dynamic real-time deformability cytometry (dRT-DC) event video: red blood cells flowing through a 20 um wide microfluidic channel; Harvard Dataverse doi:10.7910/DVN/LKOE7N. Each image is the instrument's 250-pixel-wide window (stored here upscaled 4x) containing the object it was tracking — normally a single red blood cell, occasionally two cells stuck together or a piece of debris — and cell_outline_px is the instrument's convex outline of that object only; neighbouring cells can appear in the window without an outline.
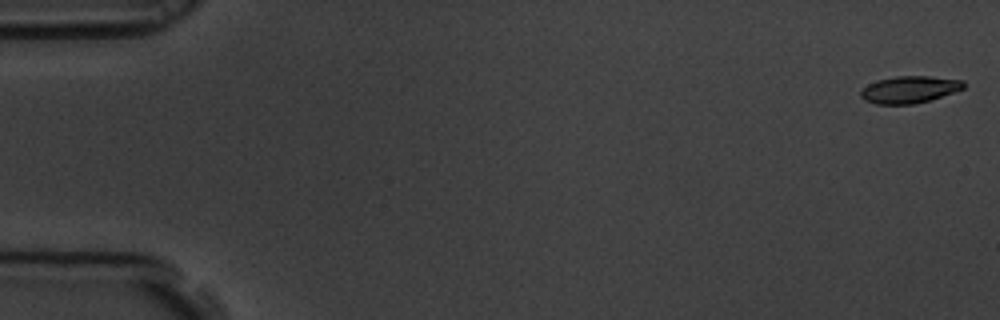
{"species": "common noctule bat (a hibernating species)", "species_latin": "Nyctalus noctula", "temperature_condition": "room temperature", "stored_images_in_passage": 58, "camera_frame_rate_fps": 3000, "um_per_image_px": 0.085, "animal": {"sex": "male", "body_mass_g": 19.5, "forearm_length_mm": 54.6}, "frame": {"image": 1, "passage_image": 1, "time_ms": 0.0, "image_size_px": [1000, 320], "cell_outline_px": [[964, 88], [916, 104], [876, 104], [864, 100], [860, 96], [860, 92], [868, 84], [880, 80], [896, 76], [928, 76], [964, 80]], "centroid_in_image_um": [77.28, 7.61], "position_along_channel_um": 7.7, "area_um2": 15.95}}
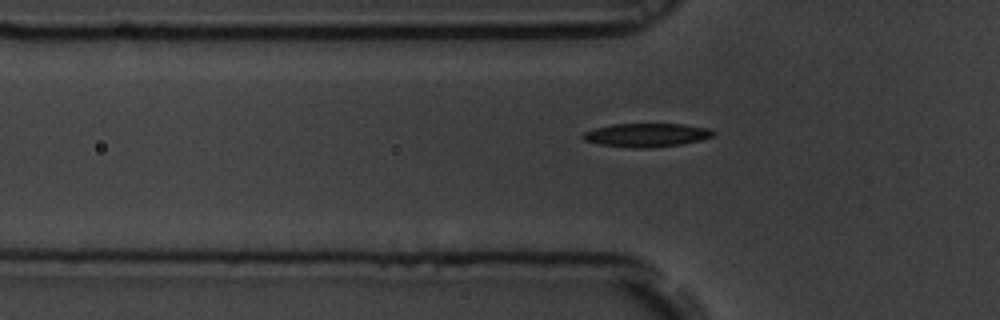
{"frame": {"image": 2, "passage_image": 19, "time_ms": 6.0, "image_size_px": [1000, 320], "cell_outline_px": [[716, 132], [712, 136], [700, 140], [680, 144], [652, 148], [632, 148], [600, 144], [584, 140], [580, 136], [584, 132], [596, 128], [612, 124], [684, 124], [708, 128]], "centroid_in_image_um": [54.95, 11.48], "position_along_channel_um": 70.9, "area_um2": 17.86}}
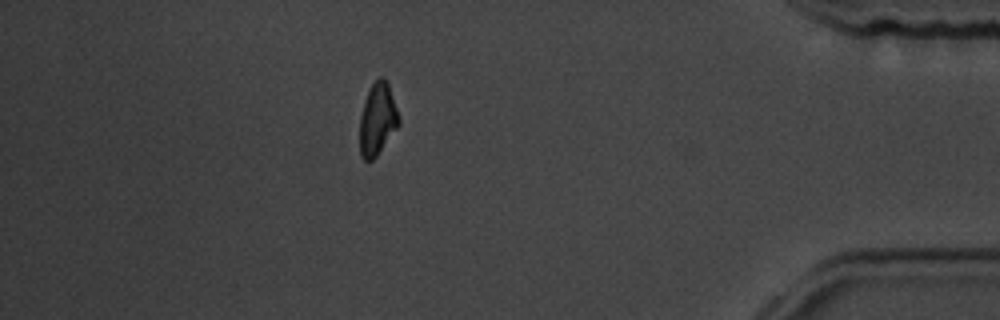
{"frame": {"image": 3, "passage_image": 51, "time_ms": 16.667, "image_size_px": [1000, 320], "cell_outline_px": [[400, 124], [376, 156], [372, 160], [364, 160], [360, 156], [360, 116], [364, 100], [368, 88], [380, 76], [384, 76], [388, 84], [400, 116]], "centroid_in_image_um": [32.09, 10.11], "position_along_channel_um": 403.1, "area_um2": 16.53}, "authors_computed_cell_mechanics": {"area_um2": 17.2244, "velocity_mm_per_s": 3.5235, "shape_relaxation_time_tau1_ms": 5.2583, "shape_relaxation_time_tau2_ms": 4.1717, "deformation_change_tau1": 0.1496, "deformation_change_tau2": 0.0981}}